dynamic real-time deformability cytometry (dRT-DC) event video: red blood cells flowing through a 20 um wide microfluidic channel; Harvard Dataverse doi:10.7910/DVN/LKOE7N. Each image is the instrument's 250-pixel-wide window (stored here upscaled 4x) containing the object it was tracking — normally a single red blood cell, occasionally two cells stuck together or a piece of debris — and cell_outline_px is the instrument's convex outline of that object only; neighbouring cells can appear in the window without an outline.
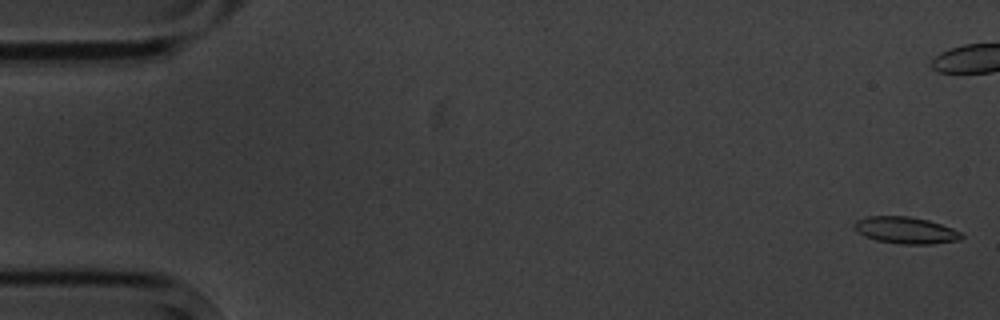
{"species": "common noctule bat (a hibernating species)", "species_latin": "Nyctalus noctula", "temperature_condition": "cold", "stored_images_in_passage": 5, "camera_frame_rate_fps": 3000, "um_per_image_px": 0.085, "animal": {"sex": "male", "body_mass_g": 20.1, "forearm_length_mm": 53.5}, "frame": {"image": 1, "passage_image": 1, "time_ms": 0.0, "image_size_px": [1000, 320], "cell_outline_px": [[964, 236], [960, 240], [932, 244], [900, 244], [876, 240], [864, 236], [852, 224], [856, 220], [868, 216], [908, 216], [928, 220], [952, 228], [960, 232]], "centroid_in_image_um": [76.99, 19.57], "position_along_channel_um": 8.0, "area_um2": 16.65}}